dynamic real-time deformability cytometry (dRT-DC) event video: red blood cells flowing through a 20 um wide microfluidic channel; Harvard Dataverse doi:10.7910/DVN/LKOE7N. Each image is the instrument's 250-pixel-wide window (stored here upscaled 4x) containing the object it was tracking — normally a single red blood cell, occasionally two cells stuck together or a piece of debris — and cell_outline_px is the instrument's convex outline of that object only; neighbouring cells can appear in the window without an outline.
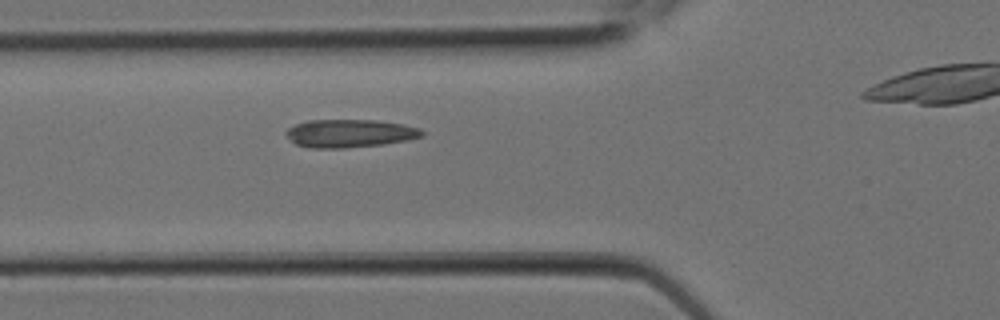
{"species": "Egyptian fruit bat (a non-hibernating species)", "species_latin": "Rousettus aegyptiacus", "temperature_condition": "room temperature", "stored_images_in_passage": 4, "camera_frame_rate_fps": 3000, "um_per_image_px": 0.085, "animal": {"sex": "female"}, "frame": {"image": 1, "passage_image": 3, "time_ms": 0.667, "image_size_px": [1000, 320], "cell_outline_px": [[424, 136], [408, 140], [384, 144], [344, 148], [308, 148], [296, 144], [284, 132], [288, 128], [296, 124], [308, 120], [376, 120], [404, 124], [420, 128], [424, 132]], "centroid_in_image_um": [29.76, 11.33], "position_along_channel_um": 96.0, "area_um2": 22.31}}